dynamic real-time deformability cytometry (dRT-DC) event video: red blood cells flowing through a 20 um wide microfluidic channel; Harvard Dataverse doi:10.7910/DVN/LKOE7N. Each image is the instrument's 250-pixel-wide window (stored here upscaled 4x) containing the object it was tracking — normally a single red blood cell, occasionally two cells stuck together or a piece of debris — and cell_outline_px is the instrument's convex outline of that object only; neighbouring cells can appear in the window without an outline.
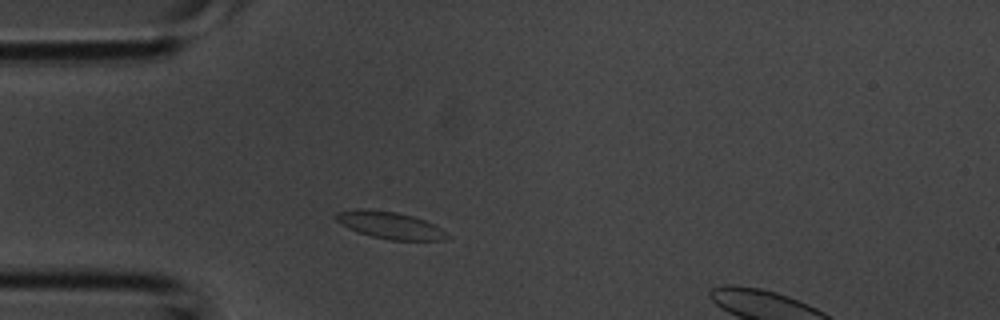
{"species": "common noctule bat (a hibernating species)", "species_latin": "Nyctalus noctula", "temperature_condition": "room temperature", "stored_images_in_passage": 2, "camera_frame_rate_fps": 3000, "um_per_image_px": 0.085, "animal": {"sex": "male", "body_mass_g": 20.1, "forearm_length_mm": 53.5}, "frame": {"image": 1, "passage_image": 1, "time_ms": 0.0, "image_size_px": [1000, 320], "cell_outline_px": [[452, 236], [444, 240], [388, 240], [372, 236], [348, 228], [336, 220], [332, 216], [336, 212], [356, 208], [368, 208], [396, 212], [412, 216], [424, 220], [440, 228]], "centroid_in_image_um": [33.11, 19.13], "position_along_channel_um": 51.9, "area_um2": 17.63}}